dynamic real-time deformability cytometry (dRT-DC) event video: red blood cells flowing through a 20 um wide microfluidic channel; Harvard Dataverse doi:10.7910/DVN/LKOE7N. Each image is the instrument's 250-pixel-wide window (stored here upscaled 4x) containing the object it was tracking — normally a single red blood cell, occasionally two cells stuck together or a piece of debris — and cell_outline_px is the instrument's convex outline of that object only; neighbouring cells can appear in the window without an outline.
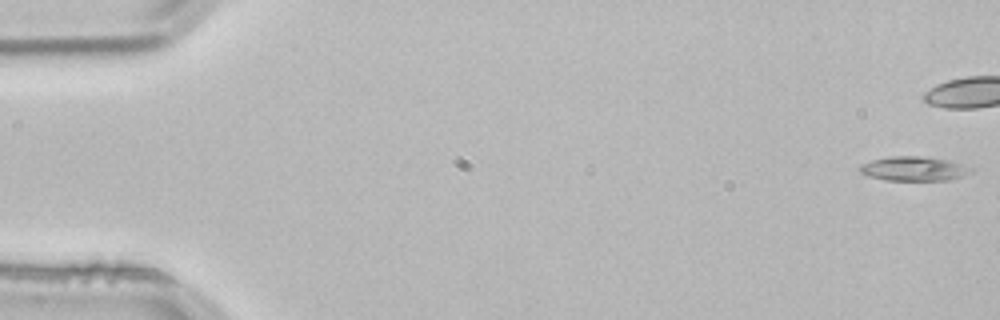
{"species": "common noctule bat (a hibernating species)", "species_latin": "Nyctalus noctula", "temperature_condition": "room temperature", "stored_images_in_passage": 54, "camera_frame_rate_fps": 3000, "um_per_image_px": 0.085, "animal": {"sex": "male", "body_mass_g": 21.5, "forearm_length_mm": 52.0}, "frame": {"image": 1, "passage_image": 1, "time_ms": 0.0, "image_size_px": [1000, 320], "cell_outline_px": [[972, 172], [964, 176], [948, 180], [884, 180], [868, 176], [860, 172], [860, 164], [872, 160], [888, 156], [920, 156], [948, 160], [972, 168]], "centroid_in_image_um": [77.66, 14.34], "position_along_channel_um": 7.3, "area_um2": 15.72}}
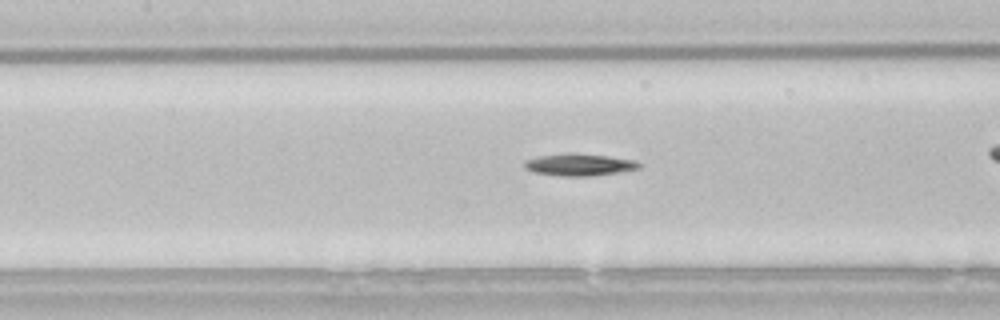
{"frame": {"image": 2, "passage_image": 24, "time_ms": 7.667, "image_size_px": [1000, 320], "cell_outline_px": [[640, 168], [592, 176], [564, 176], [532, 172], [524, 168], [524, 164], [528, 160], [540, 156], [568, 152], [576, 152], [608, 156], [636, 160], [640, 164]], "centroid_in_image_um": [49.24, 13.98], "position_along_channel_um": 158.2, "area_um2": 14.74}, "authors_computed_cell_mechanics": {"area_um2": 14.4211, "velocity_mm_per_s": 3.838, "shape_relaxation_time_tau1_ms": 4.4796, "shape_relaxation_time_tau2_ms": null, "deformation_change_tau1": 0.1209, "deformation_change_tau2": null}}